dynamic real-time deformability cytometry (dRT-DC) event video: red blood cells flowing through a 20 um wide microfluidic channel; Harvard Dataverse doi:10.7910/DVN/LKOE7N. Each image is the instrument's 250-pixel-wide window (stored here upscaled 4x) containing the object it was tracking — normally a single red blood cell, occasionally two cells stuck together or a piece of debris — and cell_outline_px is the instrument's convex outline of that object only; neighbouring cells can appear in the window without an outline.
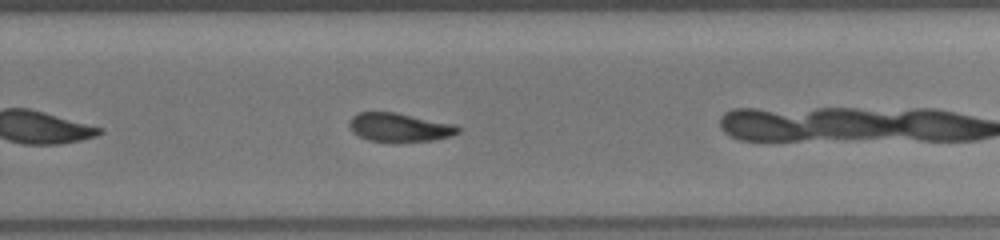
{"species": "common noctule bat (a hibernating species)", "species_latin": "Nyctalus noctula", "temperature_condition": "room temperature", "stored_images_in_passage": 21, "camera_frame_rate_fps": 3000, "um_per_image_px": 0.085, "animal": {"sex": "female", "body_mass_g": 19.5, "forearm_length_mm": 54.1}, "frame": {"image": 1, "passage_image": 15, "time_ms": 4.667, "image_size_px": [1000, 240], "cell_outline_px": [[460, 132], [452, 136], [432, 140], [392, 144], [368, 140], [352, 132], [348, 124], [352, 116], [356, 112], [396, 112], [456, 124], [460, 128]], "centroid_in_image_um": [33.95, 10.85], "position_along_channel_um": 295.8, "area_um2": 18.84}}